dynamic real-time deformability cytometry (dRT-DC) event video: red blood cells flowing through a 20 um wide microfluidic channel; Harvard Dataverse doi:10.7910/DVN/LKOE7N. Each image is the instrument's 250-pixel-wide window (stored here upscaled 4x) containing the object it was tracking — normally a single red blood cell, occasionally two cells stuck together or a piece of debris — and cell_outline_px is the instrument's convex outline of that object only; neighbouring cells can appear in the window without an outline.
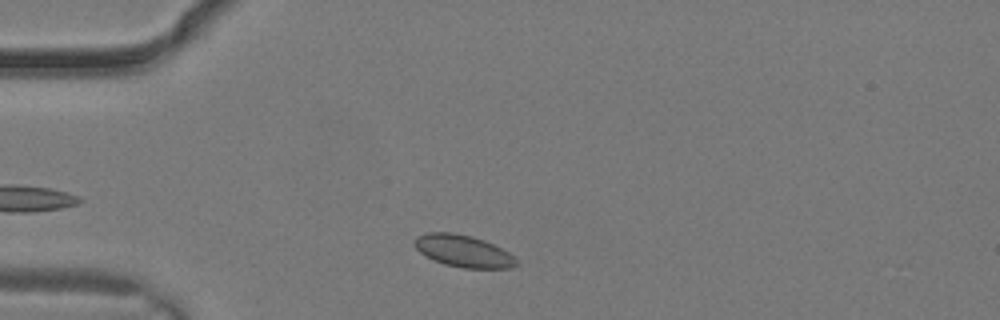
{"species": "common noctule bat (a hibernating species)", "species_latin": "Nyctalus noctula", "temperature_condition": "warm", "stored_images_in_passage": 1, "camera_frame_rate_fps": 3000, "um_per_image_px": 0.085, "animal": {"sex": "male", "body_mass_g": 19.2, "forearm_length_mm": 51.8}, "frame": {"image": 1, "passage_image": 1, "time_ms": 0.0, "image_size_px": [1000, 320], "cell_outline_px": [[520, 264], [512, 268], [464, 268], [444, 264], [432, 260], [420, 252], [412, 244], [416, 236], [428, 232], [452, 232], [472, 236], [484, 240], [508, 252]], "centroid_in_image_um": [39.35, 21.34], "position_along_channel_um": 45.7, "area_um2": 19.07}}